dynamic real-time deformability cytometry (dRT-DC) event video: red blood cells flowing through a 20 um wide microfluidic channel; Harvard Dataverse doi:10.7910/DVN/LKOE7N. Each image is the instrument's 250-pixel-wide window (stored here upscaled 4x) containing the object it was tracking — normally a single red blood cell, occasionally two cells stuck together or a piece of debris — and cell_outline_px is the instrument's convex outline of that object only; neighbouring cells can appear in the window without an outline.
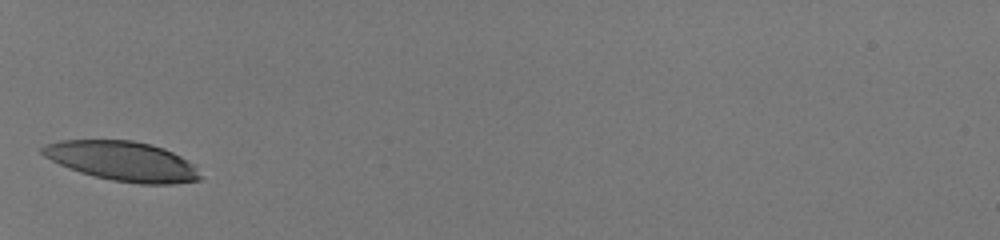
{"species": "human", "species_latin": "Homo sapiens", "temperature_condition": "room temperature", "stored_images_in_passage": 27, "camera_frame_rate_fps": 3000, "um_per_image_px": 0.085, "donor": {"sex": "male"}, "frame": {"image": 1, "passage_image": 1, "time_ms": 0.0, "image_size_px": [1000, 240], "cell_outline_px": [[204, 176], [200, 180], [172, 184], [140, 184], [112, 180], [80, 172], [68, 168], [44, 156], [40, 152], [40, 148], [44, 144], [60, 140], [132, 140], [152, 144], [164, 148], [188, 160]], "centroid_in_image_um": [10.42, 13.69], "position_along_channel_um": 74.6, "area_um2": 36.53}}
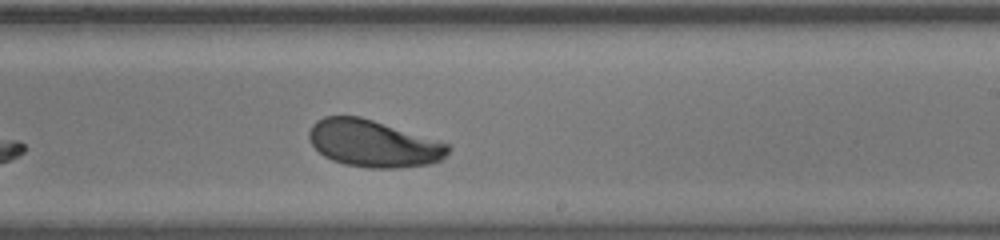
{"frame": {"image": 2, "passage_image": 15, "time_ms": 4.667, "image_size_px": [1000, 240], "cell_outline_px": [[452, 148], [440, 160], [428, 164], [400, 168], [368, 168], [344, 164], [332, 160], [324, 156], [308, 140], [308, 132], [312, 124], [316, 120], [324, 116], [360, 116], [448, 144]], "centroid_in_image_um": [31.68, 12.2], "position_along_channel_um": 257.3, "area_um2": 37.8}}
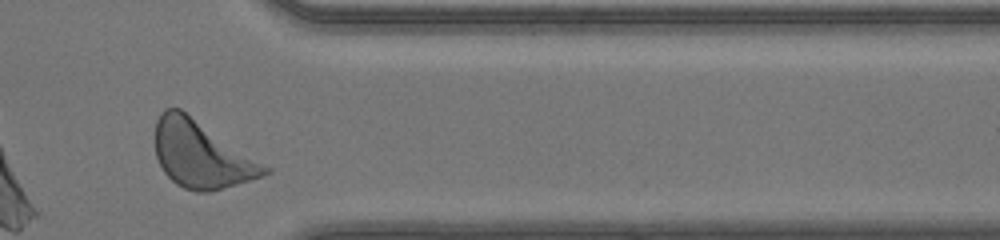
{"frame": {"image": 3, "passage_image": 25, "time_ms": 8.0, "image_size_px": [1000, 240], "cell_outline_px": [[272, 172], [264, 176], [212, 192], [196, 192], [184, 188], [176, 184], [164, 172], [156, 156], [152, 136], [156, 120], [160, 112], [164, 108], [180, 108], [272, 168]], "centroid_in_image_um": [17.1, 13.13], "position_along_channel_um": 394.3, "area_um2": 43.29}, "authors_computed_cell_mechanics": {"area_um2": 37.8012, "velocity_mm_per_s": 4.1564, "shape_relaxation_time_tau1_ms": 2.1526, "shape_relaxation_time_tau2_ms": null, "deformation_change_tau1": 0.1231, "deformation_change_tau2": null}}